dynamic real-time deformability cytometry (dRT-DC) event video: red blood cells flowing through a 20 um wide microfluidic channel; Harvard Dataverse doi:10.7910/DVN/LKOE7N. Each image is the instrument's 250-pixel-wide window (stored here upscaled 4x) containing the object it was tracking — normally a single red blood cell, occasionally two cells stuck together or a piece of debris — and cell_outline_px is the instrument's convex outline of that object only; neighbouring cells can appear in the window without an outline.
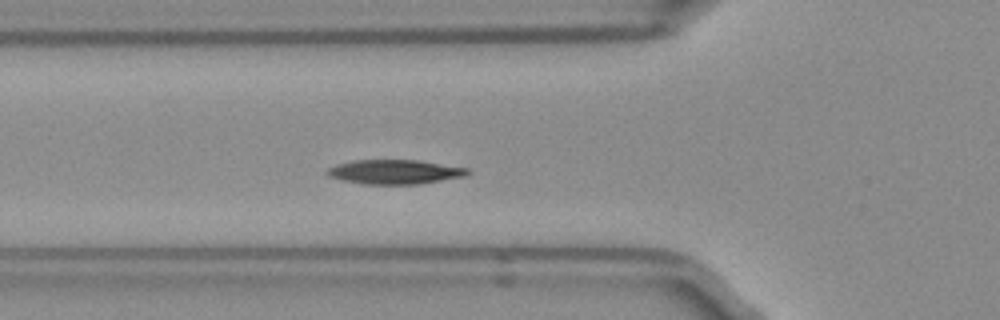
{"species": "Egyptian fruit bat (a non-hibernating species)", "species_latin": "Rousettus aegyptiacus", "temperature_condition": "room temperature", "stored_images_in_passage": 42, "camera_frame_rate_fps": 3000, "um_per_image_px": 0.085, "frame": {"image": 1, "passage_image": 7, "time_ms": 2.0, "image_size_px": [1000, 320], "cell_outline_px": [[472, 172], [464, 176], [420, 184], [360, 184], [340, 180], [328, 176], [324, 172], [328, 168], [336, 164], [356, 160], [416, 160], [468, 168]], "centroid_in_image_um": [33.5, 14.61], "position_along_channel_um": 92.3, "area_um2": 20.0}}
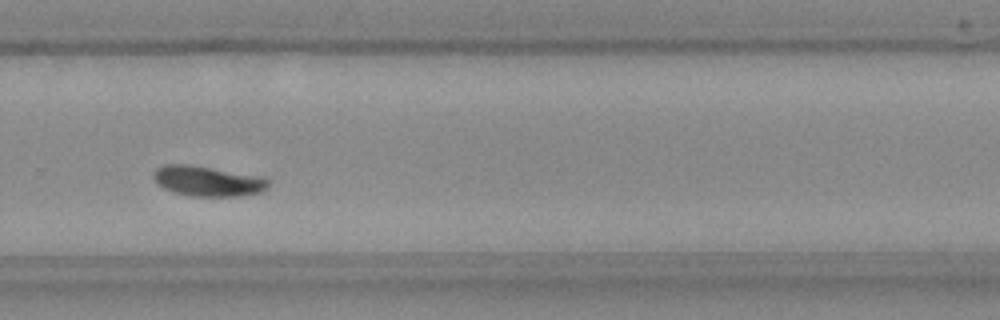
{"frame": {"image": 2, "passage_image": 24, "time_ms": 7.667, "image_size_px": [1000, 320], "cell_outline_px": [[268, 188], [260, 192], [240, 196], [192, 196], [176, 192], [164, 188], [152, 176], [156, 168], [164, 164], [188, 164], [264, 176], [268, 180]], "centroid_in_image_um": [17.69, 15.38], "position_along_channel_um": 312.1, "area_um2": 20.17}}
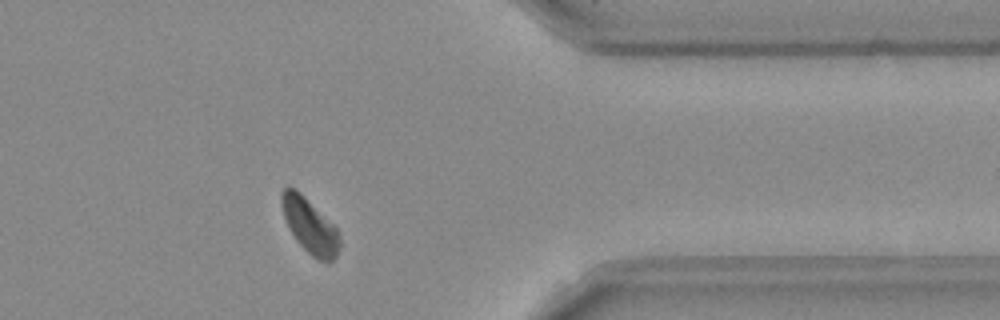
{"frame": {"image": 3, "passage_image": 31, "time_ms": 10.0, "image_size_px": [1000, 320], "cell_outline_px": [[340, 248], [336, 256], [328, 264], [316, 260], [296, 240], [284, 216], [280, 200], [280, 192], [288, 184], [300, 192], [336, 228], [340, 240]], "centroid_in_image_um": [26.32, 19.2], "position_along_channel_um": 385.1, "area_um2": 18.38}, "authors_computed_cell_mechanics": {"area_um2": 19.6231, "velocity_mm_per_s": 3.883, "shape_relaxation_time_tau1_ms": 3.58, "shape_relaxation_time_tau2_ms": 1.9111, "deformation_change_tau1": 0.1267, "deformation_change_tau2": 0.0393}}